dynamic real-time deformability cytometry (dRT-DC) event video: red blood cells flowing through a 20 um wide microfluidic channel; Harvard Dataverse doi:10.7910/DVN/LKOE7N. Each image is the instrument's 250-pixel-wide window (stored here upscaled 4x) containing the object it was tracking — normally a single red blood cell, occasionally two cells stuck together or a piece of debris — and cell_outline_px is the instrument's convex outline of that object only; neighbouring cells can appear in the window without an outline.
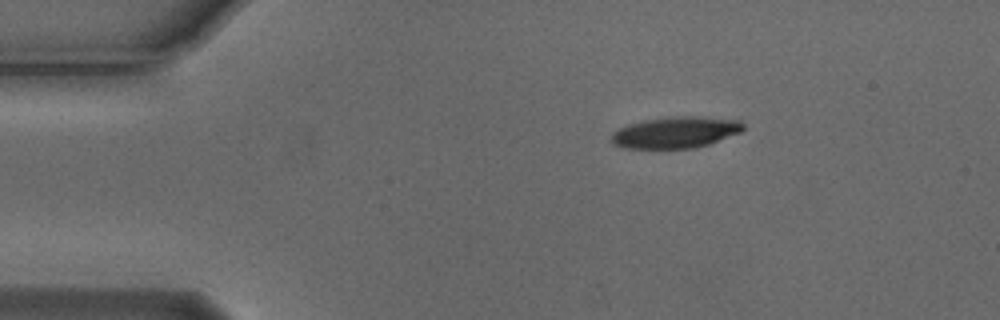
{"species": "Egyptian fruit bat (a non-hibernating species)", "species_latin": "Rousettus aegyptiacus", "temperature_condition": "cold", "stored_images_in_passage": 3, "camera_frame_rate_fps": 3000, "um_per_image_px": 0.085, "animal": {"sex": "male"}, "frame": {"image": 1, "passage_image": 1, "time_ms": 0.0, "image_size_px": [1000, 320], "cell_outline_px": [[744, 128], [740, 132], [708, 144], [696, 148], [624, 148], [612, 144], [612, 132], [628, 124], [644, 120], [672, 116], [700, 116], [740, 120], [744, 124]], "centroid_in_image_um": [57.42, 11.24], "position_along_channel_um": 27.6, "area_um2": 24.1}}
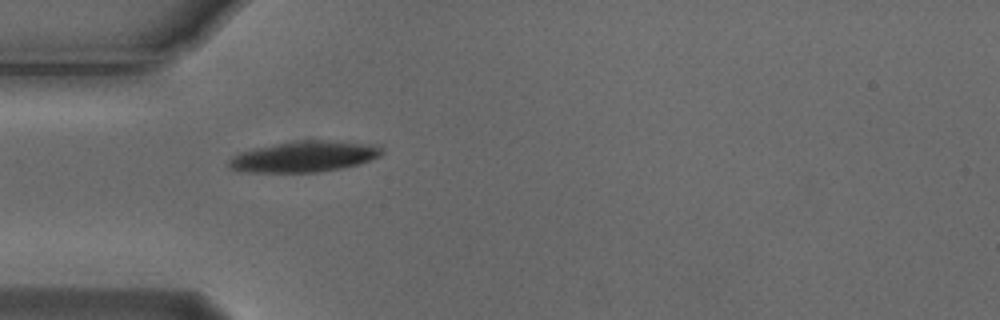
{"frame": {"image": 2, "passage_image": 3, "time_ms": 0.667, "image_size_px": [1000, 320], "cell_outline_px": [[384, 152], [380, 156], [360, 164], [320, 172], [240, 172], [232, 168], [228, 164], [228, 160], [232, 156], [240, 152], [252, 148], [272, 144], [296, 140], [336, 140], [380, 144]], "centroid_in_image_um": [25.9, 13.29], "position_along_channel_um": 59.1, "area_um2": 28.09}}